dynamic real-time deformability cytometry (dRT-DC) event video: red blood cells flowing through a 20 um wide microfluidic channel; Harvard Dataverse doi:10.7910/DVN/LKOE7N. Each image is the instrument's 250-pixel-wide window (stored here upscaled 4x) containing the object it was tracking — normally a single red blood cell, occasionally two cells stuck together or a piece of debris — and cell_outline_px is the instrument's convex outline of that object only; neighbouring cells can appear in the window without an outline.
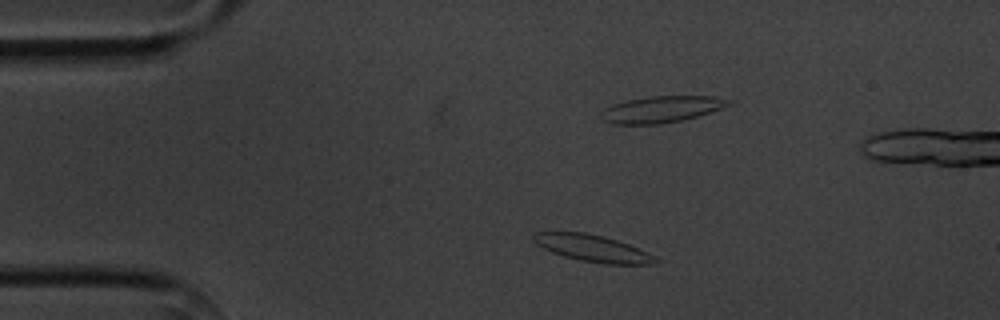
{"species": "common noctule bat (a hibernating species)", "species_latin": "Nyctalus noctula", "temperature_condition": "cold", "stored_images_in_passage": 5, "camera_frame_rate_fps": 3000, "um_per_image_px": 0.085, "animal": {"sex": "male", "body_mass_g": 20.1, "forearm_length_mm": 53.5}, "frame": {"image": 1, "passage_image": 3, "time_ms": 2.0, "image_size_px": [1000, 320], "cell_outline_px": [[660, 260], [648, 264], [608, 264], [580, 260], [564, 256], [552, 252], [536, 244], [532, 240], [532, 232], [584, 232], [616, 240], [628, 244]], "centroid_in_image_um": [50.28, 21.09], "position_along_channel_um": 34.7, "area_um2": 18.55}}